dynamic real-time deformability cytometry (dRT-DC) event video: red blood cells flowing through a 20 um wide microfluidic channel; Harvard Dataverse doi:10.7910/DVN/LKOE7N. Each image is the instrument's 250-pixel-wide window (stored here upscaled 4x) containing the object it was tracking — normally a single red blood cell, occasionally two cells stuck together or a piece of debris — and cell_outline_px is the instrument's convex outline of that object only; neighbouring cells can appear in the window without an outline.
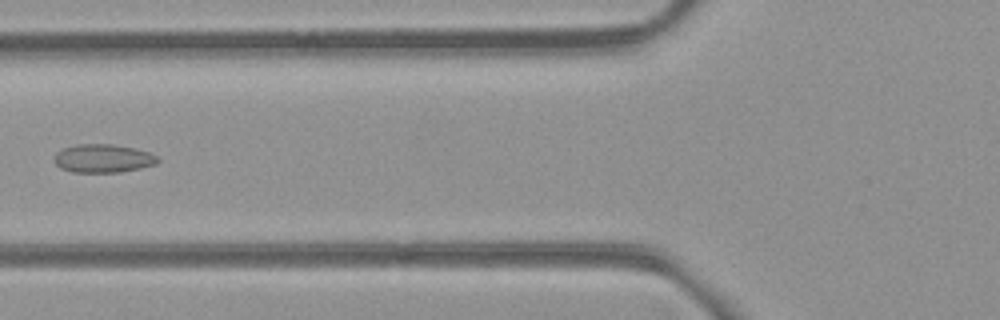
{"species": "common noctule bat (a hibernating species)", "species_latin": "Nyctalus noctula", "temperature_condition": "room temperature", "stored_images_in_passage": 4, "camera_frame_rate_fps": 3000, "um_per_image_px": 0.085, "animal": {"sex": "female", "body_mass_g": 21.9}, "frame": {"image": 1, "passage_image": 3, "time_ms": 2.333, "image_size_px": [1000, 320], "cell_outline_px": [[160, 160], [156, 164], [140, 168], [120, 172], [72, 172], [60, 168], [52, 160], [52, 156], [56, 152], [64, 148], [76, 144], [112, 144], [132, 148], [148, 152], [156, 156]], "centroid_in_image_um": [8.7, 13.47], "position_along_channel_um": 117.1, "area_um2": 17.17}}
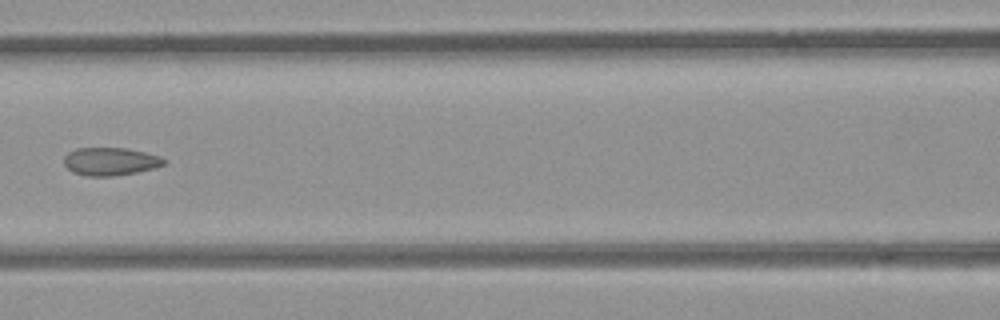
{"frame": {"image": 2, "passage_image": 4, "time_ms": 3.333, "image_size_px": [1000, 320], "cell_outline_px": [[164, 164], [152, 168], [136, 172], [112, 176], [88, 176], [72, 172], [64, 164], [64, 156], [68, 152], [76, 148], [124, 148], [144, 152], [160, 156], [164, 160]], "centroid_in_image_um": [9.33, 13.72], "position_along_channel_um": 157.3, "area_um2": 16.07}}